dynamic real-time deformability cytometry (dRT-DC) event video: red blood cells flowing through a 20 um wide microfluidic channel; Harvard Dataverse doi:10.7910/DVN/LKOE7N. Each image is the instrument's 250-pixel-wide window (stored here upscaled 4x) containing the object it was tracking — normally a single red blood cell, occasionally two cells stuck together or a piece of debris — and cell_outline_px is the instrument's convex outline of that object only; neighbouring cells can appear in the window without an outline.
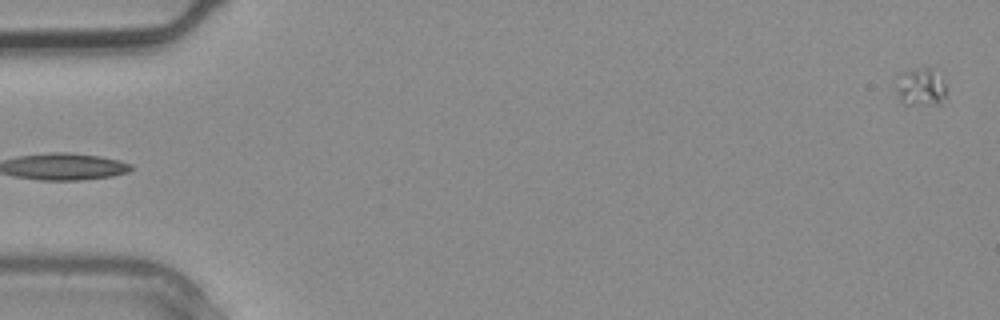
{"species": "common noctule bat (a hibernating species)", "species_latin": "Nyctalus noctula", "temperature_condition": "warm", "stored_images_in_passage": 3, "segment_of_instrument_passage": [2, 2], "camera_frame_rate_fps": 3000, "um_per_image_px": 0.085, "animal": {"sex": "male", "body_mass_g": 20.4}, "frame": {"image": 1, "passage_image": 3, "time_ms": 0.667, "image_size_px": [1000, 320], "cell_outline_px": [[944, 96], [940, 104], [904, 104], [896, 96], [896, 76], [900, 72], [916, 68], [932, 68], [944, 84]], "centroid_in_image_um": [78.17, 7.39], "position_along_channel_um": 6.8, "area_um2": 11.04}}